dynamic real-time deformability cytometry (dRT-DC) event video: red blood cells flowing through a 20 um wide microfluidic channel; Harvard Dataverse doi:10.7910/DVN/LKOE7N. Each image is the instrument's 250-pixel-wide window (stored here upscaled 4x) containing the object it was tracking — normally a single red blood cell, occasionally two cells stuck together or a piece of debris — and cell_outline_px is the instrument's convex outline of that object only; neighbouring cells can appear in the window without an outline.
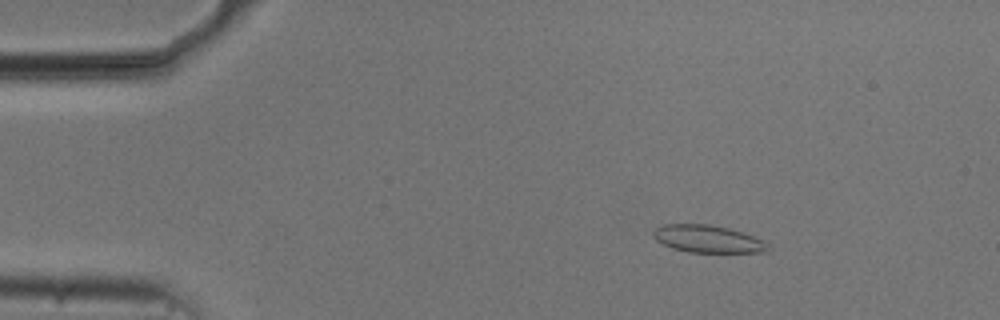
{"species": "common noctule bat (a hibernating species)", "species_latin": "Nyctalus noctula", "temperature_condition": "cold", "stored_images_in_passage": 54, "camera_frame_rate_fps": 3000, "um_per_image_px": 0.085, "animal": {"sex": "male", "body_mass_g": 20.5, "forearm_length_mm": 52.5}, "frame": {"image": 1, "passage_image": 8, "time_ms": 2.333, "image_size_px": [1000, 320], "cell_outline_px": [[772, 248], [768, 252], [688, 252], [672, 248], [656, 240], [652, 236], [652, 232], [656, 228], [664, 224], [708, 224], [728, 228], [752, 236], [760, 240]], "centroid_in_image_um": [60.12, 20.31], "position_along_channel_um": 24.9, "area_um2": 18.15}}
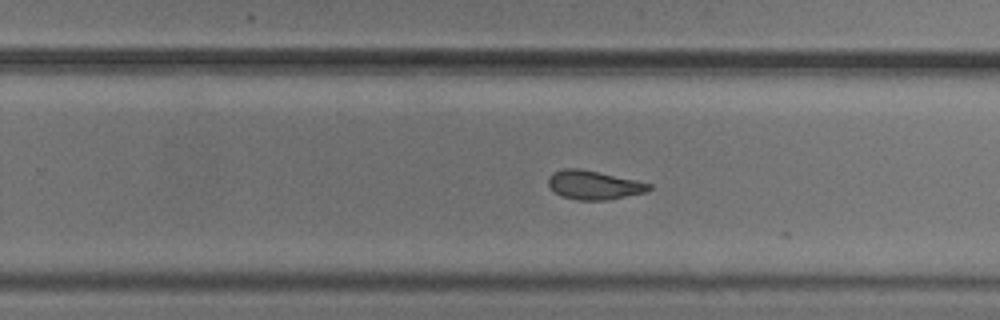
{"frame": {"image": 2, "passage_image": 34, "time_ms": 11.0, "image_size_px": [1000, 320], "cell_outline_px": [[652, 188], [644, 192], [608, 200], [576, 200], [560, 196], [548, 184], [548, 176], [552, 172], [564, 168], [580, 168], [636, 180], [652, 184]], "centroid_in_image_um": [50.45, 15.72], "position_along_channel_um": 279.4, "area_um2": 16.94}}
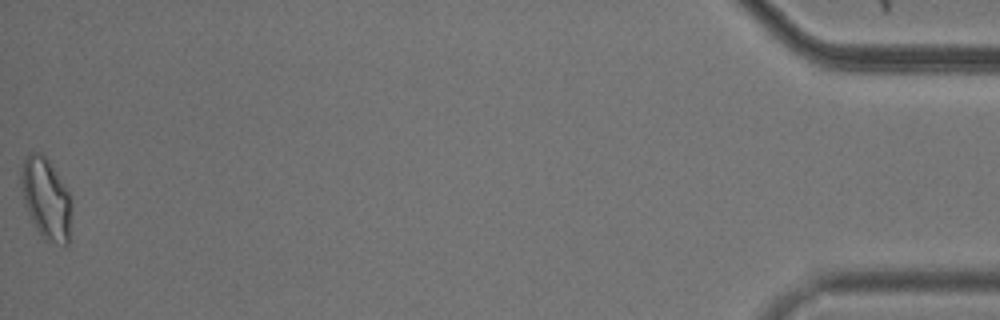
{"frame": {"image": 3, "passage_image": 54, "time_ms": 17.667, "image_size_px": [1000, 320], "cell_outline_px": [[72, 204], [68, 244], [64, 244], [44, 240], [36, 228], [24, 204], [20, 184], [20, 168], [28, 152], [40, 152], [48, 160], [68, 192]], "centroid_in_image_um": [3.89, 16.87], "position_along_channel_um": 431.3, "area_um2": 23.76}, "authors_computed_cell_mechanics": {"area_um2": 18.2648, "velocity_mm_per_s": 3.7282, "shape_relaxation_time_tau1_ms": null, "shape_relaxation_time_tau2_ms": 1.9193, "deformation_change_tau1": null, "deformation_change_tau2": 0.0835}}